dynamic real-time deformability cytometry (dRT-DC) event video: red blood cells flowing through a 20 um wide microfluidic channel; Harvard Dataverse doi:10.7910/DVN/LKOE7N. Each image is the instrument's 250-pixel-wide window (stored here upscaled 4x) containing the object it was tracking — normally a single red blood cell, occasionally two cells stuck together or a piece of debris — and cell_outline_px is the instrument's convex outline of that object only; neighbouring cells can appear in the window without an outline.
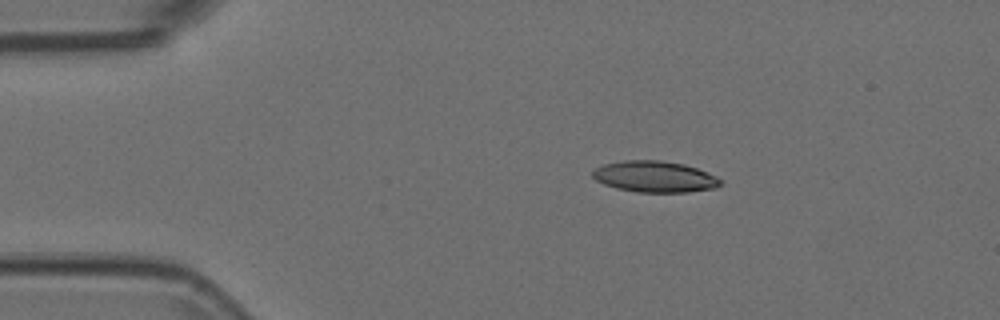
{"species": "Egyptian fruit bat (a non-hibernating species)", "species_latin": "Rousettus aegyptiacus", "temperature_condition": "room temperature", "stored_images_in_passage": 2, "camera_frame_rate_fps": 3000, "um_per_image_px": 0.085, "animal": {"sex": "female"}, "frame": {"image": 1, "passage_image": 1, "time_ms": 0.0, "image_size_px": [1000, 320], "cell_outline_px": [[724, 184], [716, 188], [688, 192], [636, 192], [616, 188], [604, 184], [596, 180], [592, 176], [592, 172], [596, 168], [604, 164], [624, 160], [660, 160], [684, 164], [696, 168], [716, 176], [724, 180]], "centroid_in_image_um": [55.69, 15.02], "position_along_channel_um": 29.3, "area_um2": 23.41}}